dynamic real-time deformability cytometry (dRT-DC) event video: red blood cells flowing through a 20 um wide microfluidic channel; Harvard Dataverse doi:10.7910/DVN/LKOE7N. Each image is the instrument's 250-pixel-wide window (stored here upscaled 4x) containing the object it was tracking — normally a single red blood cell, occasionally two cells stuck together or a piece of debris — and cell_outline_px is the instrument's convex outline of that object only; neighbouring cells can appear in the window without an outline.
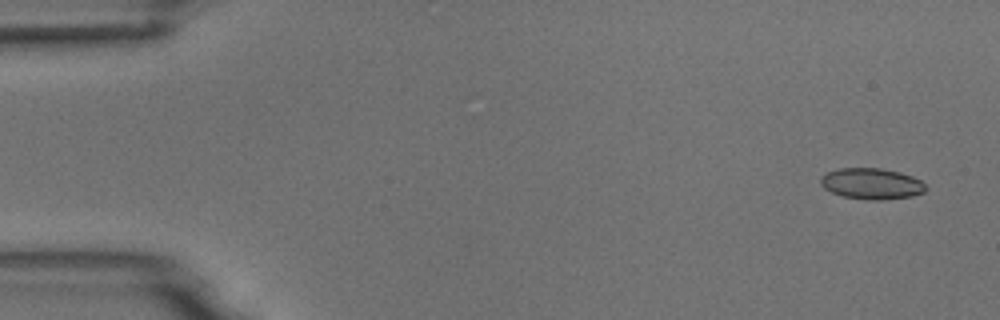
{"species": "common noctule bat (a hibernating species)", "species_latin": "Nyctalus noctula", "temperature_condition": "room temperature", "stored_images_in_passage": 4, "camera_frame_rate_fps": 3000, "um_per_image_px": 0.085, "animal": {"sex": "male", "body_mass_g": 18.8}, "frame": {"image": 1, "passage_image": 1, "time_ms": 0.0, "image_size_px": [1000, 320], "cell_outline_px": [[924, 192], [912, 196], [884, 200], [868, 200], [844, 196], [832, 192], [824, 188], [820, 184], [820, 176], [828, 172], [840, 168], [880, 168], [900, 172], [912, 176], [920, 180], [924, 184]], "centroid_in_image_um": [74.07, 15.61], "position_along_channel_um": 10.9, "area_um2": 18.96}}